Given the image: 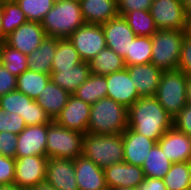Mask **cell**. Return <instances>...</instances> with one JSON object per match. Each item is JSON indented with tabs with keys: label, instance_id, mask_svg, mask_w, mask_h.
I'll list each match as a JSON object with an SVG mask.
<instances>
[{
	"label": "cell",
	"instance_id": "obj_48",
	"mask_svg": "<svg viewBox=\"0 0 191 190\" xmlns=\"http://www.w3.org/2000/svg\"><path fill=\"white\" fill-rule=\"evenodd\" d=\"M182 5L184 7L187 17L191 18V0H182Z\"/></svg>",
	"mask_w": 191,
	"mask_h": 190
},
{
	"label": "cell",
	"instance_id": "obj_51",
	"mask_svg": "<svg viewBox=\"0 0 191 190\" xmlns=\"http://www.w3.org/2000/svg\"><path fill=\"white\" fill-rule=\"evenodd\" d=\"M113 190H137V188H132V187H118Z\"/></svg>",
	"mask_w": 191,
	"mask_h": 190
},
{
	"label": "cell",
	"instance_id": "obj_22",
	"mask_svg": "<svg viewBox=\"0 0 191 190\" xmlns=\"http://www.w3.org/2000/svg\"><path fill=\"white\" fill-rule=\"evenodd\" d=\"M122 142L124 146V162L141 167L151 148L156 143L154 140L133 131L131 128H127L122 133Z\"/></svg>",
	"mask_w": 191,
	"mask_h": 190
},
{
	"label": "cell",
	"instance_id": "obj_52",
	"mask_svg": "<svg viewBox=\"0 0 191 190\" xmlns=\"http://www.w3.org/2000/svg\"><path fill=\"white\" fill-rule=\"evenodd\" d=\"M189 178H190V190H191V162H190V172H189Z\"/></svg>",
	"mask_w": 191,
	"mask_h": 190
},
{
	"label": "cell",
	"instance_id": "obj_6",
	"mask_svg": "<svg viewBox=\"0 0 191 190\" xmlns=\"http://www.w3.org/2000/svg\"><path fill=\"white\" fill-rule=\"evenodd\" d=\"M185 34L186 31L180 30H157L151 37V63L163 72L176 70Z\"/></svg>",
	"mask_w": 191,
	"mask_h": 190
},
{
	"label": "cell",
	"instance_id": "obj_37",
	"mask_svg": "<svg viewBox=\"0 0 191 190\" xmlns=\"http://www.w3.org/2000/svg\"><path fill=\"white\" fill-rule=\"evenodd\" d=\"M28 21L41 23L56 0H15Z\"/></svg>",
	"mask_w": 191,
	"mask_h": 190
},
{
	"label": "cell",
	"instance_id": "obj_30",
	"mask_svg": "<svg viewBox=\"0 0 191 190\" xmlns=\"http://www.w3.org/2000/svg\"><path fill=\"white\" fill-rule=\"evenodd\" d=\"M81 62L83 60L72 42L68 38H58L51 72H57L59 69H72V67Z\"/></svg>",
	"mask_w": 191,
	"mask_h": 190
},
{
	"label": "cell",
	"instance_id": "obj_36",
	"mask_svg": "<svg viewBox=\"0 0 191 190\" xmlns=\"http://www.w3.org/2000/svg\"><path fill=\"white\" fill-rule=\"evenodd\" d=\"M1 4L3 10L2 28L4 35L7 37L28 20L24 14V11L15 0L1 1Z\"/></svg>",
	"mask_w": 191,
	"mask_h": 190
},
{
	"label": "cell",
	"instance_id": "obj_45",
	"mask_svg": "<svg viewBox=\"0 0 191 190\" xmlns=\"http://www.w3.org/2000/svg\"><path fill=\"white\" fill-rule=\"evenodd\" d=\"M137 190H168L164 180L159 178L145 177L139 184Z\"/></svg>",
	"mask_w": 191,
	"mask_h": 190
},
{
	"label": "cell",
	"instance_id": "obj_29",
	"mask_svg": "<svg viewBox=\"0 0 191 190\" xmlns=\"http://www.w3.org/2000/svg\"><path fill=\"white\" fill-rule=\"evenodd\" d=\"M172 164L159 144L155 143L142 165L144 176L163 179Z\"/></svg>",
	"mask_w": 191,
	"mask_h": 190
},
{
	"label": "cell",
	"instance_id": "obj_40",
	"mask_svg": "<svg viewBox=\"0 0 191 190\" xmlns=\"http://www.w3.org/2000/svg\"><path fill=\"white\" fill-rule=\"evenodd\" d=\"M15 179V158L0 155V186L13 184Z\"/></svg>",
	"mask_w": 191,
	"mask_h": 190
},
{
	"label": "cell",
	"instance_id": "obj_14",
	"mask_svg": "<svg viewBox=\"0 0 191 190\" xmlns=\"http://www.w3.org/2000/svg\"><path fill=\"white\" fill-rule=\"evenodd\" d=\"M90 111V104L71 95L54 121L60 126L84 134L87 133Z\"/></svg>",
	"mask_w": 191,
	"mask_h": 190
},
{
	"label": "cell",
	"instance_id": "obj_5",
	"mask_svg": "<svg viewBox=\"0 0 191 190\" xmlns=\"http://www.w3.org/2000/svg\"><path fill=\"white\" fill-rule=\"evenodd\" d=\"M189 75L181 70L164 71L155 94L159 104L174 118L186 103Z\"/></svg>",
	"mask_w": 191,
	"mask_h": 190
},
{
	"label": "cell",
	"instance_id": "obj_11",
	"mask_svg": "<svg viewBox=\"0 0 191 190\" xmlns=\"http://www.w3.org/2000/svg\"><path fill=\"white\" fill-rule=\"evenodd\" d=\"M47 161V156L16 157L13 184L20 189L29 190L45 181Z\"/></svg>",
	"mask_w": 191,
	"mask_h": 190
},
{
	"label": "cell",
	"instance_id": "obj_41",
	"mask_svg": "<svg viewBox=\"0 0 191 190\" xmlns=\"http://www.w3.org/2000/svg\"><path fill=\"white\" fill-rule=\"evenodd\" d=\"M18 135L3 131L0 132V155L16 158Z\"/></svg>",
	"mask_w": 191,
	"mask_h": 190
},
{
	"label": "cell",
	"instance_id": "obj_39",
	"mask_svg": "<svg viewBox=\"0 0 191 190\" xmlns=\"http://www.w3.org/2000/svg\"><path fill=\"white\" fill-rule=\"evenodd\" d=\"M177 69L191 76V34L188 31H186L181 45V52Z\"/></svg>",
	"mask_w": 191,
	"mask_h": 190
},
{
	"label": "cell",
	"instance_id": "obj_20",
	"mask_svg": "<svg viewBox=\"0 0 191 190\" xmlns=\"http://www.w3.org/2000/svg\"><path fill=\"white\" fill-rule=\"evenodd\" d=\"M157 143L172 163L191 162V141L185 133L172 127Z\"/></svg>",
	"mask_w": 191,
	"mask_h": 190
},
{
	"label": "cell",
	"instance_id": "obj_12",
	"mask_svg": "<svg viewBox=\"0 0 191 190\" xmlns=\"http://www.w3.org/2000/svg\"><path fill=\"white\" fill-rule=\"evenodd\" d=\"M101 25L107 48L112 49L122 58L130 54L131 42L136 35L128 25L127 20L118 15Z\"/></svg>",
	"mask_w": 191,
	"mask_h": 190
},
{
	"label": "cell",
	"instance_id": "obj_26",
	"mask_svg": "<svg viewBox=\"0 0 191 190\" xmlns=\"http://www.w3.org/2000/svg\"><path fill=\"white\" fill-rule=\"evenodd\" d=\"M90 73L89 62L83 61L72 69H59L57 72H51L50 79L54 84L72 95L87 80Z\"/></svg>",
	"mask_w": 191,
	"mask_h": 190
},
{
	"label": "cell",
	"instance_id": "obj_13",
	"mask_svg": "<svg viewBox=\"0 0 191 190\" xmlns=\"http://www.w3.org/2000/svg\"><path fill=\"white\" fill-rule=\"evenodd\" d=\"M45 37L41 23L27 21L7 36L5 43L28 55L41 45Z\"/></svg>",
	"mask_w": 191,
	"mask_h": 190
},
{
	"label": "cell",
	"instance_id": "obj_15",
	"mask_svg": "<svg viewBox=\"0 0 191 190\" xmlns=\"http://www.w3.org/2000/svg\"><path fill=\"white\" fill-rule=\"evenodd\" d=\"M105 77L107 97L110 99L129 108L140 98L126 67Z\"/></svg>",
	"mask_w": 191,
	"mask_h": 190
},
{
	"label": "cell",
	"instance_id": "obj_1",
	"mask_svg": "<svg viewBox=\"0 0 191 190\" xmlns=\"http://www.w3.org/2000/svg\"><path fill=\"white\" fill-rule=\"evenodd\" d=\"M173 127V118L153 97H140L128 108V128L157 141Z\"/></svg>",
	"mask_w": 191,
	"mask_h": 190
},
{
	"label": "cell",
	"instance_id": "obj_24",
	"mask_svg": "<svg viewBox=\"0 0 191 190\" xmlns=\"http://www.w3.org/2000/svg\"><path fill=\"white\" fill-rule=\"evenodd\" d=\"M57 43V37L46 36L41 45L27 55L28 70L50 75Z\"/></svg>",
	"mask_w": 191,
	"mask_h": 190
},
{
	"label": "cell",
	"instance_id": "obj_34",
	"mask_svg": "<svg viewBox=\"0 0 191 190\" xmlns=\"http://www.w3.org/2000/svg\"><path fill=\"white\" fill-rule=\"evenodd\" d=\"M136 36H149L158 30L149 11H131L123 16Z\"/></svg>",
	"mask_w": 191,
	"mask_h": 190
},
{
	"label": "cell",
	"instance_id": "obj_19",
	"mask_svg": "<svg viewBox=\"0 0 191 190\" xmlns=\"http://www.w3.org/2000/svg\"><path fill=\"white\" fill-rule=\"evenodd\" d=\"M74 167L79 190H108L104 169L92 160L80 155L74 159Z\"/></svg>",
	"mask_w": 191,
	"mask_h": 190
},
{
	"label": "cell",
	"instance_id": "obj_49",
	"mask_svg": "<svg viewBox=\"0 0 191 190\" xmlns=\"http://www.w3.org/2000/svg\"><path fill=\"white\" fill-rule=\"evenodd\" d=\"M186 90V103L191 105V76L188 77Z\"/></svg>",
	"mask_w": 191,
	"mask_h": 190
},
{
	"label": "cell",
	"instance_id": "obj_7",
	"mask_svg": "<svg viewBox=\"0 0 191 190\" xmlns=\"http://www.w3.org/2000/svg\"><path fill=\"white\" fill-rule=\"evenodd\" d=\"M47 158L76 159L83 152L84 134L58 125L47 124Z\"/></svg>",
	"mask_w": 191,
	"mask_h": 190
},
{
	"label": "cell",
	"instance_id": "obj_50",
	"mask_svg": "<svg viewBox=\"0 0 191 190\" xmlns=\"http://www.w3.org/2000/svg\"><path fill=\"white\" fill-rule=\"evenodd\" d=\"M0 190H23V189L18 188L14 184H10V185H1Z\"/></svg>",
	"mask_w": 191,
	"mask_h": 190
},
{
	"label": "cell",
	"instance_id": "obj_9",
	"mask_svg": "<svg viewBox=\"0 0 191 190\" xmlns=\"http://www.w3.org/2000/svg\"><path fill=\"white\" fill-rule=\"evenodd\" d=\"M158 30L188 31L187 17L182 0H153L150 10Z\"/></svg>",
	"mask_w": 191,
	"mask_h": 190
},
{
	"label": "cell",
	"instance_id": "obj_18",
	"mask_svg": "<svg viewBox=\"0 0 191 190\" xmlns=\"http://www.w3.org/2000/svg\"><path fill=\"white\" fill-rule=\"evenodd\" d=\"M47 124L26 126L18 134L16 157L46 156Z\"/></svg>",
	"mask_w": 191,
	"mask_h": 190
},
{
	"label": "cell",
	"instance_id": "obj_42",
	"mask_svg": "<svg viewBox=\"0 0 191 190\" xmlns=\"http://www.w3.org/2000/svg\"><path fill=\"white\" fill-rule=\"evenodd\" d=\"M173 127L186 135H191V105L186 104L173 118Z\"/></svg>",
	"mask_w": 191,
	"mask_h": 190
},
{
	"label": "cell",
	"instance_id": "obj_16",
	"mask_svg": "<svg viewBox=\"0 0 191 190\" xmlns=\"http://www.w3.org/2000/svg\"><path fill=\"white\" fill-rule=\"evenodd\" d=\"M45 181L56 190H79L74 160L64 158H48Z\"/></svg>",
	"mask_w": 191,
	"mask_h": 190
},
{
	"label": "cell",
	"instance_id": "obj_17",
	"mask_svg": "<svg viewBox=\"0 0 191 190\" xmlns=\"http://www.w3.org/2000/svg\"><path fill=\"white\" fill-rule=\"evenodd\" d=\"M105 183L108 190L118 187L137 188L144 180V172L141 166L115 163L104 168Z\"/></svg>",
	"mask_w": 191,
	"mask_h": 190
},
{
	"label": "cell",
	"instance_id": "obj_4",
	"mask_svg": "<svg viewBox=\"0 0 191 190\" xmlns=\"http://www.w3.org/2000/svg\"><path fill=\"white\" fill-rule=\"evenodd\" d=\"M82 155L103 169L124 162L122 134L84 133Z\"/></svg>",
	"mask_w": 191,
	"mask_h": 190
},
{
	"label": "cell",
	"instance_id": "obj_38",
	"mask_svg": "<svg viewBox=\"0 0 191 190\" xmlns=\"http://www.w3.org/2000/svg\"><path fill=\"white\" fill-rule=\"evenodd\" d=\"M26 128L22 116L16 113H8L0 107V132L7 131L19 134Z\"/></svg>",
	"mask_w": 191,
	"mask_h": 190
},
{
	"label": "cell",
	"instance_id": "obj_2",
	"mask_svg": "<svg viewBox=\"0 0 191 190\" xmlns=\"http://www.w3.org/2000/svg\"><path fill=\"white\" fill-rule=\"evenodd\" d=\"M128 128V108L104 97L91 105L87 132L90 134H122Z\"/></svg>",
	"mask_w": 191,
	"mask_h": 190
},
{
	"label": "cell",
	"instance_id": "obj_43",
	"mask_svg": "<svg viewBox=\"0 0 191 190\" xmlns=\"http://www.w3.org/2000/svg\"><path fill=\"white\" fill-rule=\"evenodd\" d=\"M153 0H119L118 3V14L124 16L126 13L131 11H149Z\"/></svg>",
	"mask_w": 191,
	"mask_h": 190
},
{
	"label": "cell",
	"instance_id": "obj_10",
	"mask_svg": "<svg viewBox=\"0 0 191 190\" xmlns=\"http://www.w3.org/2000/svg\"><path fill=\"white\" fill-rule=\"evenodd\" d=\"M68 39L72 42L84 62H89L107 47L101 24L85 23L76 29Z\"/></svg>",
	"mask_w": 191,
	"mask_h": 190
},
{
	"label": "cell",
	"instance_id": "obj_8",
	"mask_svg": "<svg viewBox=\"0 0 191 190\" xmlns=\"http://www.w3.org/2000/svg\"><path fill=\"white\" fill-rule=\"evenodd\" d=\"M0 107L23 117L26 126L50 124L53 120L33 99L17 89L0 97Z\"/></svg>",
	"mask_w": 191,
	"mask_h": 190
},
{
	"label": "cell",
	"instance_id": "obj_32",
	"mask_svg": "<svg viewBox=\"0 0 191 190\" xmlns=\"http://www.w3.org/2000/svg\"><path fill=\"white\" fill-rule=\"evenodd\" d=\"M152 40L149 36H136L131 42L130 54L123 59L125 66L151 63Z\"/></svg>",
	"mask_w": 191,
	"mask_h": 190
},
{
	"label": "cell",
	"instance_id": "obj_53",
	"mask_svg": "<svg viewBox=\"0 0 191 190\" xmlns=\"http://www.w3.org/2000/svg\"><path fill=\"white\" fill-rule=\"evenodd\" d=\"M188 32L191 34V18L189 19V29Z\"/></svg>",
	"mask_w": 191,
	"mask_h": 190
},
{
	"label": "cell",
	"instance_id": "obj_3",
	"mask_svg": "<svg viewBox=\"0 0 191 190\" xmlns=\"http://www.w3.org/2000/svg\"><path fill=\"white\" fill-rule=\"evenodd\" d=\"M84 24L79 0H56L41 22L46 36L57 38H68Z\"/></svg>",
	"mask_w": 191,
	"mask_h": 190
},
{
	"label": "cell",
	"instance_id": "obj_21",
	"mask_svg": "<svg viewBox=\"0 0 191 190\" xmlns=\"http://www.w3.org/2000/svg\"><path fill=\"white\" fill-rule=\"evenodd\" d=\"M126 68L140 97L155 96L162 70L153 63L126 66Z\"/></svg>",
	"mask_w": 191,
	"mask_h": 190
},
{
	"label": "cell",
	"instance_id": "obj_31",
	"mask_svg": "<svg viewBox=\"0 0 191 190\" xmlns=\"http://www.w3.org/2000/svg\"><path fill=\"white\" fill-rule=\"evenodd\" d=\"M49 80V74L26 70L17 77V90L36 100Z\"/></svg>",
	"mask_w": 191,
	"mask_h": 190
},
{
	"label": "cell",
	"instance_id": "obj_28",
	"mask_svg": "<svg viewBox=\"0 0 191 190\" xmlns=\"http://www.w3.org/2000/svg\"><path fill=\"white\" fill-rule=\"evenodd\" d=\"M89 65L91 73L102 76L120 71L126 67L124 59L107 47L91 59Z\"/></svg>",
	"mask_w": 191,
	"mask_h": 190
},
{
	"label": "cell",
	"instance_id": "obj_27",
	"mask_svg": "<svg viewBox=\"0 0 191 190\" xmlns=\"http://www.w3.org/2000/svg\"><path fill=\"white\" fill-rule=\"evenodd\" d=\"M72 95L90 105L94 104L98 100L107 97L106 77L90 73L87 80Z\"/></svg>",
	"mask_w": 191,
	"mask_h": 190
},
{
	"label": "cell",
	"instance_id": "obj_35",
	"mask_svg": "<svg viewBox=\"0 0 191 190\" xmlns=\"http://www.w3.org/2000/svg\"><path fill=\"white\" fill-rule=\"evenodd\" d=\"M190 162L173 163L163 180L168 190H190Z\"/></svg>",
	"mask_w": 191,
	"mask_h": 190
},
{
	"label": "cell",
	"instance_id": "obj_47",
	"mask_svg": "<svg viewBox=\"0 0 191 190\" xmlns=\"http://www.w3.org/2000/svg\"><path fill=\"white\" fill-rule=\"evenodd\" d=\"M2 15H3V10H2V4L0 1V44L4 43L6 41V36L4 35L3 28H2Z\"/></svg>",
	"mask_w": 191,
	"mask_h": 190
},
{
	"label": "cell",
	"instance_id": "obj_23",
	"mask_svg": "<svg viewBox=\"0 0 191 190\" xmlns=\"http://www.w3.org/2000/svg\"><path fill=\"white\" fill-rule=\"evenodd\" d=\"M86 24H103L117 17V0H79Z\"/></svg>",
	"mask_w": 191,
	"mask_h": 190
},
{
	"label": "cell",
	"instance_id": "obj_33",
	"mask_svg": "<svg viewBox=\"0 0 191 190\" xmlns=\"http://www.w3.org/2000/svg\"><path fill=\"white\" fill-rule=\"evenodd\" d=\"M0 63L16 77L28 70L27 55L5 42L0 44Z\"/></svg>",
	"mask_w": 191,
	"mask_h": 190
},
{
	"label": "cell",
	"instance_id": "obj_25",
	"mask_svg": "<svg viewBox=\"0 0 191 190\" xmlns=\"http://www.w3.org/2000/svg\"><path fill=\"white\" fill-rule=\"evenodd\" d=\"M70 96V93L54 84L50 79L35 101L52 120H55L67 104Z\"/></svg>",
	"mask_w": 191,
	"mask_h": 190
},
{
	"label": "cell",
	"instance_id": "obj_44",
	"mask_svg": "<svg viewBox=\"0 0 191 190\" xmlns=\"http://www.w3.org/2000/svg\"><path fill=\"white\" fill-rule=\"evenodd\" d=\"M17 77L0 63V97L17 89Z\"/></svg>",
	"mask_w": 191,
	"mask_h": 190
},
{
	"label": "cell",
	"instance_id": "obj_46",
	"mask_svg": "<svg viewBox=\"0 0 191 190\" xmlns=\"http://www.w3.org/2000/svg\"><path fill=\"white\" fill-rule=\"evenodd\" d=\"M29 190H56L50 183L43 181Z\"/></svg>",
	"mask_w": 191,
	"mask_h": 190
}]
</instances>
